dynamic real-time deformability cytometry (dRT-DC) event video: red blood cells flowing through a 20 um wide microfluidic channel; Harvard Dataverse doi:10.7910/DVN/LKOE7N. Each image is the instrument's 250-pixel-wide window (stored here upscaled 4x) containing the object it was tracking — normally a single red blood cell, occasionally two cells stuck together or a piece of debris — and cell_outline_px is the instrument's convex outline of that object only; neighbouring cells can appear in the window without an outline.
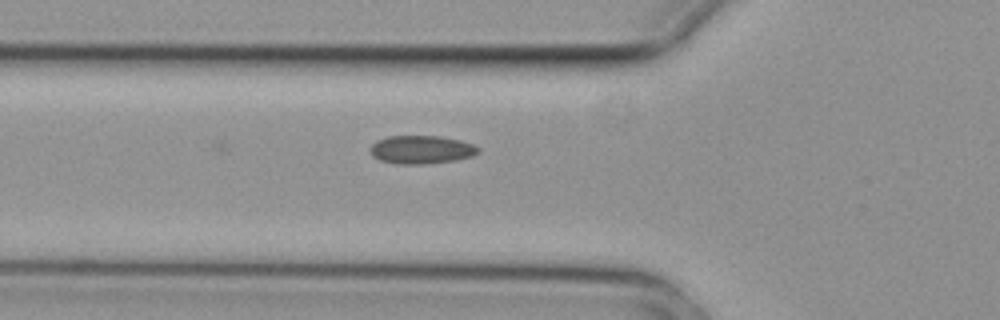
{"species": "common noctule bat (a hibernating species)", "species_latin": "Nyctalus noctula", "temperature_condition": "cold", "stored_images_in_passage": 2, "camera_frame_rate_fps": 3000, "um_per_image_px": 0.085, "animal": {"sex": "female", "body_mass_g": 29.2, "forearm_length_mm": 56.3}, "frame": {"image": 1, "passage_image": 2, "time_ms": 0.333, "image_size_px": [1000, 320], "cell_outline_px": [[480, 152], [472, 156], [456, 160], [424, 164], [396, 164], [380, 160], [372, 156], [368, 148], [376, 140], [388, 136], [440, 136], [460, 140], [472, 144], [480, 148]], "centroid_in_image_um": [35.79, 12.72], "position_along_channel_um": 90.0, "area_um2": 17.98}}